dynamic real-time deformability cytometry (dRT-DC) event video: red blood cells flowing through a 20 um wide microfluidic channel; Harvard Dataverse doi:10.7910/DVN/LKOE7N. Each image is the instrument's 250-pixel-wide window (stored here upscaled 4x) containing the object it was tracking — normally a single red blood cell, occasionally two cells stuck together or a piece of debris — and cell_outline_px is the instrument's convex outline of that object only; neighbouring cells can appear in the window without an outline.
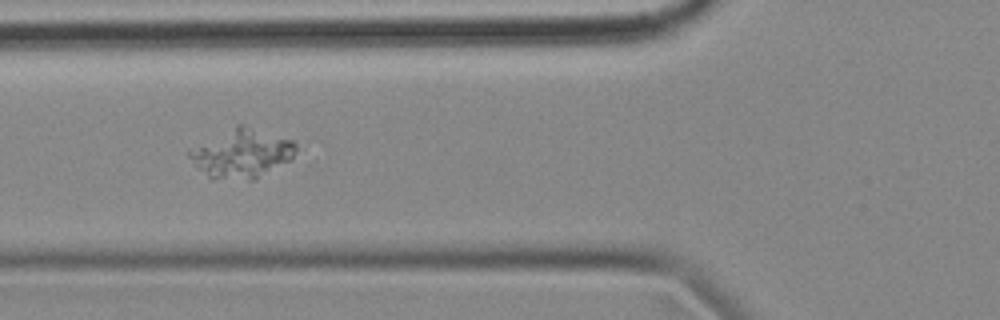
{"species": "common noctule bat (a hibernating species)", "species_latin": "Nyctalus noctula", "temperature_condition": "cold", "stored_images_in_passage": 49, "camera_frame_rate_fps": 3000, "um_per_image_px": 0.085, "animal": {"sex": "female", "body_mass_g": 18.4}, "frame": {"image": 1, "passage_image": 13, "time_ms": 4.0, "image_size_px": [1000, 320], "cell_outline_px": [[296, 148], [292, 160], [252, 180], [212, 180], [196, 168], [184, 152], [188, 148], [236, 124], [244, 124], [292, 140], [296, 144]], "centroid_in_image_um": [20.47, 13.05], "position_along_channel_um": 105.3, "area_um2": 31.04}}
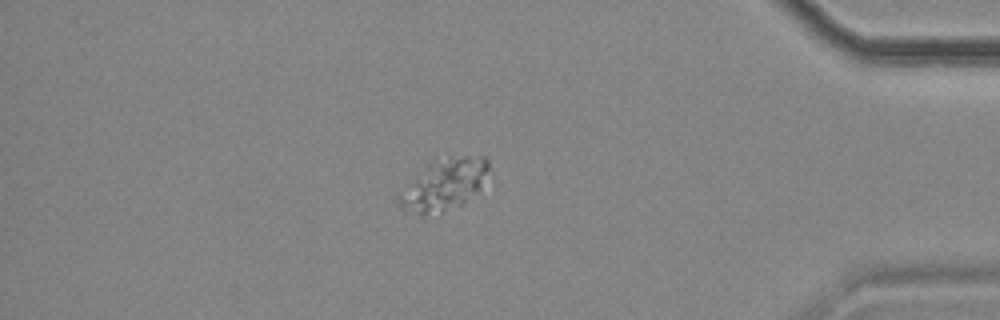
{"frame": {"image": 2, "passage_image": 41, "time_ms": 13.333, "image_size_px": [1000, 320], "cell_outline_px": [[488, 168], [480, 184], [460, 204], [440, 212], [416, 212], [400, 208], [396, 196], [396, 192], [428, 164], [448, 156], [488, 156]], "centroid_in_image_um": [37.65, 15.64], "position_along_channel_um": 397.6, "area_um2": 25.78}}
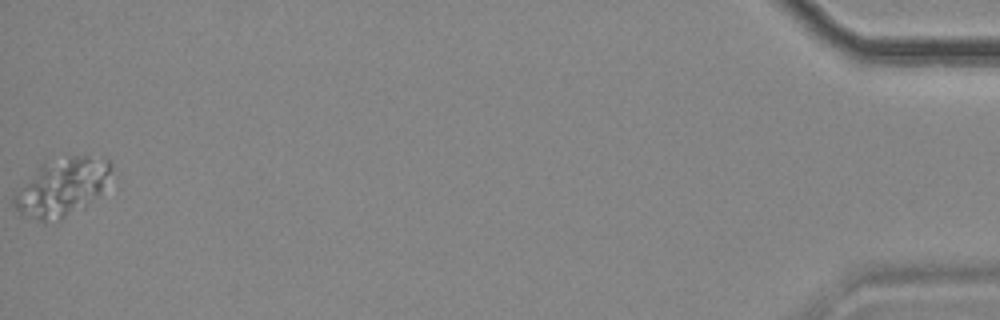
{"frame": {"image": 3, "passage_image": 49, "time_ms": 16.0, "image_size_px": [1000, 320], "cell_outline_px": [[112, 168], [100, 192], [84, 208], [60, 220], [44, 224], [20, 216], [12, 204], [12, 196], [40, 164], [76, 156], [88, 156], [112, 160]], "centroid_in_image_um": [5.2, 15.99], "position_along_channel_um": 430.0, "area_um2": 32.83}}